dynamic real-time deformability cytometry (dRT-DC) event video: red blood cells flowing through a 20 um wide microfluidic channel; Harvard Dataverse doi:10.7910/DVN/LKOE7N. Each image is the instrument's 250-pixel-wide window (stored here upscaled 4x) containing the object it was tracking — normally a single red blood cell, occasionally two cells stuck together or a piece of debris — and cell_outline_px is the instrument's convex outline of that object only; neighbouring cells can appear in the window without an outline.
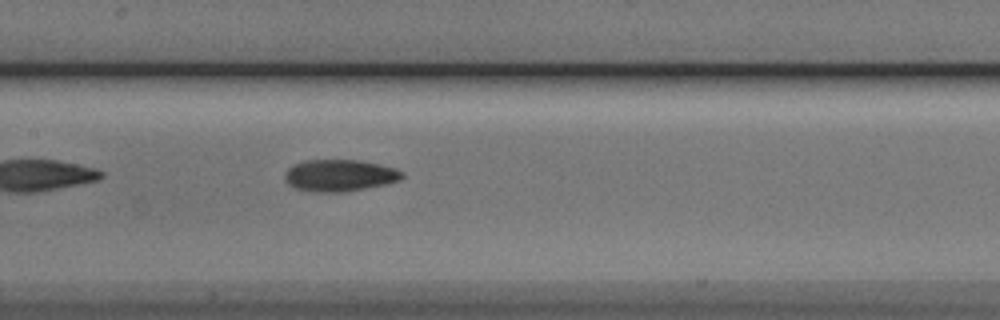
{"species": "Egyptian fruit bat (a non-hibernating species)", "species_latin": "Rousettus aegyptiacus", "temperature_condition": "cold", "stored_images_in_passage": 37, "camera_frame_rate_fps": 3000, "um_per_image_px": 0.085, "animal": {"sex": "male"}, "frame": {"image": 1, "passage_image": 10, "time_ms": 3.0, "image_size_px": [1000, 320], "cell_outline_px": [[404, 176], [400, 180], [384, 184], [344, 192], [312, 192], [296, 188], [288, 184], [284, 180], [284, 172], [288, 168], [304, 160], [360, 160], [380, 164], [396, 168], [404, 172]], "centroid_in_image_um": [28.86, 14.91], "position_along_channel_um": 178.5, "area_um2": 21.85}}
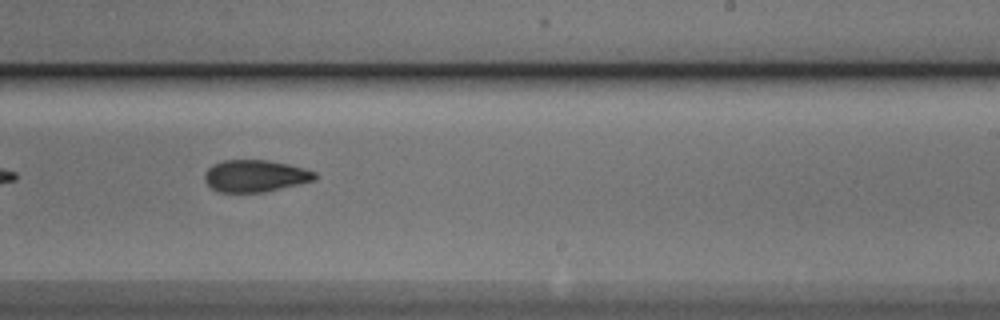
{"frame": {"image": 2, "passage_image": 17, "time_ms": 5.333, "image_size_px": [1000, 320], "cell_outline_px": [[316, 180], [264, 192], [220, 192], [212, 188], [204, 180], [204, 172], [212, 164], [224, 160], [268, 160], [288, 164], [304, 168], [316, 172]], "centroid_in_image_um": [21.68, 14.95], "position_along_channel_um": 267.3, "area_um2": 20.58}}
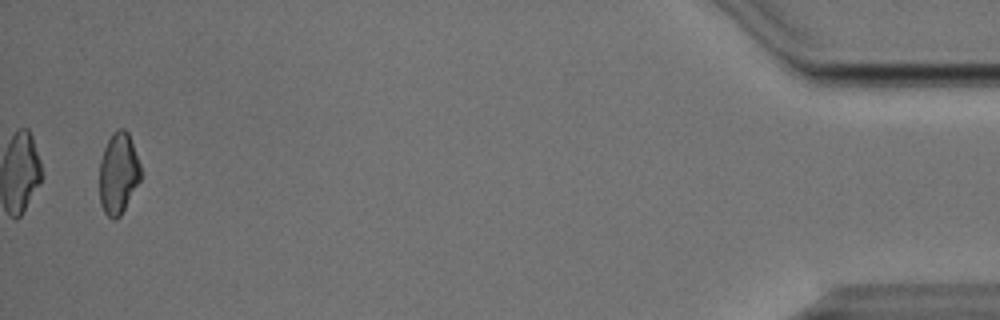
{"frame": {"image": 3, "passage_image": 36, "time_ms": 11.667, "image_size_px": [1000, 320], "cell_outline_px": [[140, 180], [120, 216], [116, 220], [112, 220], [104, 212], [100, 204], [100, 160], [104, 148], [112, 132], [116, 128], [124, 128], [128, 132], [140, 164]], "centroid_in_image_um": [10.05, 14.73], "position_along_channel_um": 425.2, "area_um2": 19.48}, "authors_computed_cell_mechanics": {"area_um2": 20.808, "velocity_mm_per_s": 3.8171, "shape_relaxation_time_tau1_ms": 5.4933, "shape_relaxation_time_tau2_ms": 3.5942, "deformation_change_tau1": 0.1441, "deformation_change_tau2": 0.1015}}